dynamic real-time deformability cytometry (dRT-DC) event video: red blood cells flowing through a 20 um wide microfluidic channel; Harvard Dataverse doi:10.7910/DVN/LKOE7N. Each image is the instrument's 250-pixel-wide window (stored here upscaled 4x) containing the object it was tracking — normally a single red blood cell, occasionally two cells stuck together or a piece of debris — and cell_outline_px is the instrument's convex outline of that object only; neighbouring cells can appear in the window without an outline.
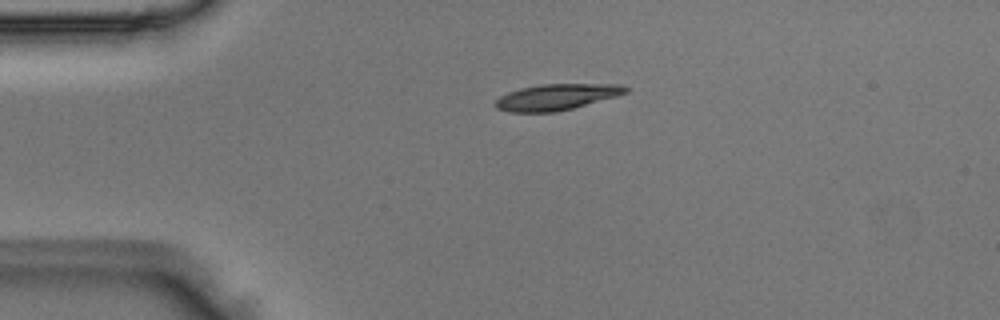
{"species": "Egyptian fruit bat (a non-hibernating species)", "species_latin": "Rousettus aegyptiacus", "temperature_condition": "room temperature", "stored_images_in_passage": 41, "camera_frame_rate_fps": 3000, "um_per_image_px": 0.085, "animal": {"sex": "male"}, "frame": {"image": 1, "passage_image": 1, "time_ms": 0.0, "image_size_px": [1000, 320], "cell_outline_px": [[628, 92], [616, 96], [572, 108], [556, 112], [508, 112], [496, 108], [492, 104], [500, 96], [508, 92], [520, 88], [544, 84], [624, 84], [628, 88]], "centroid_in_image_um": [47.28, 8.24], "position_along_channel_um": 37.7, "area_um2": 19.77}}
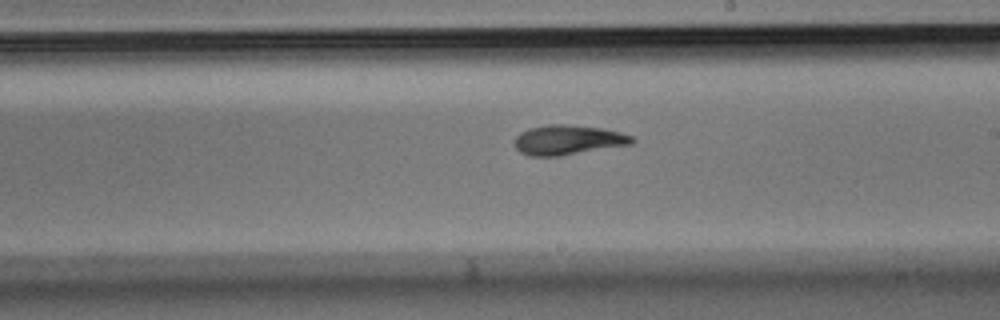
{"frame": {"image": 2, "passage_image": 19, "time_ms": 6.0, "image_size_px": [1000, 320], "cell_outline_px": [[636, 140], [632, 144], [560, 156], [528, 156], [520, 152], [516, 148], [512, 140], [520, 132], [528, 128], [548, 124], [564, 124], [600, 128], [620, 132], [636, 136]], "centroid_in_image_um": [48.27, 11.89], "position_along_channel_um": 240.7, "area_um2": 20.63}}
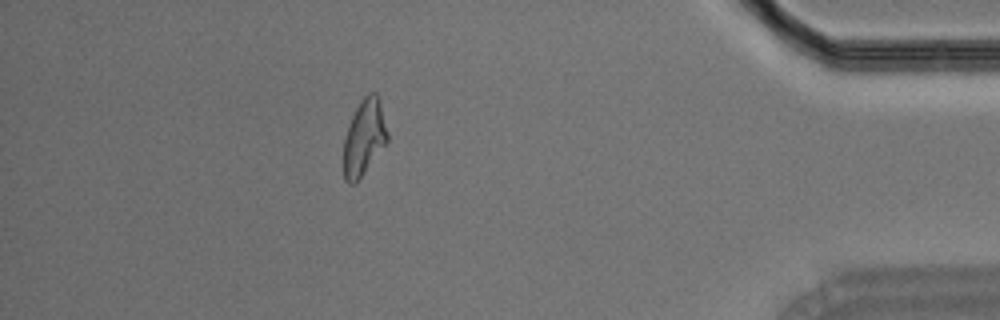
{"frame": {"image": 3, "passage_image": 35, "time_ms": 11.333, "image_size_px": [1000, 320], "cell_outline_px": [[388, 140], [356, 184], [348, 184], [344, 180], [344, 140], [352, 116], [360, 100], [368, 92], [376, 92], [380, 96], [388, 132]], "centroid_in_image_um": [30.97, 11.66], "position_along_channel_um": 404.2, "area_um2": 19.54}}